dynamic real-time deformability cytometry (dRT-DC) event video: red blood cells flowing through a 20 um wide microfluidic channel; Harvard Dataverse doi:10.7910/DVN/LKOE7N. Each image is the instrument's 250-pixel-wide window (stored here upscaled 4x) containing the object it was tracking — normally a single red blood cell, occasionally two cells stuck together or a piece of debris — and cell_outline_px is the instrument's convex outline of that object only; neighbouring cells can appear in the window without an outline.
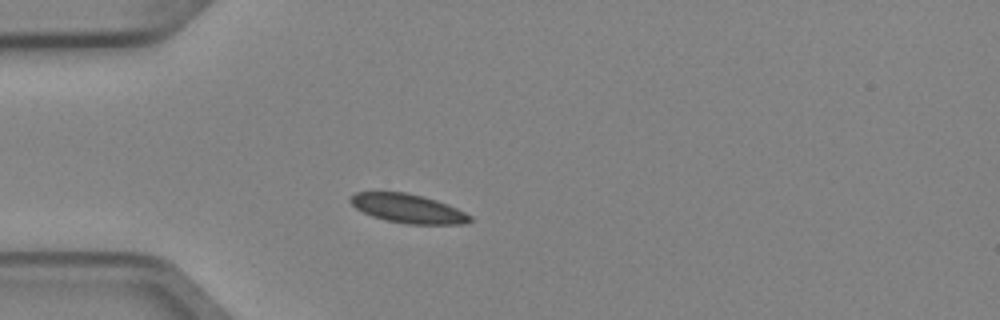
{"species": "Egyptian fruit bat (a non-hibernating species)", "species_latin": "Rousettus aegyptiacus", "temperature_condition": "cold", "stored_images_in_passage": 4, "camera_frame_rate_fps": 3000, "um_per_image_px": 0.085, "animal": {"sex": "female"}, "frame": {"image": 1, "passage_image": 3, "time_ms": 0.667, "image_size_px": [1000, 320], "cell_outline_px": [[472, 220], [464, 224], [408, 224], [388, 220], [372, 216], [356, 208], [348, 200], [356, 192], [404, 192], [436, 200], [448, 204], [472, 216]], "centroid_in_image_um": [34.69, 17.72], "position_along_channel_um": 50.3, "area_um2": 19.88}}